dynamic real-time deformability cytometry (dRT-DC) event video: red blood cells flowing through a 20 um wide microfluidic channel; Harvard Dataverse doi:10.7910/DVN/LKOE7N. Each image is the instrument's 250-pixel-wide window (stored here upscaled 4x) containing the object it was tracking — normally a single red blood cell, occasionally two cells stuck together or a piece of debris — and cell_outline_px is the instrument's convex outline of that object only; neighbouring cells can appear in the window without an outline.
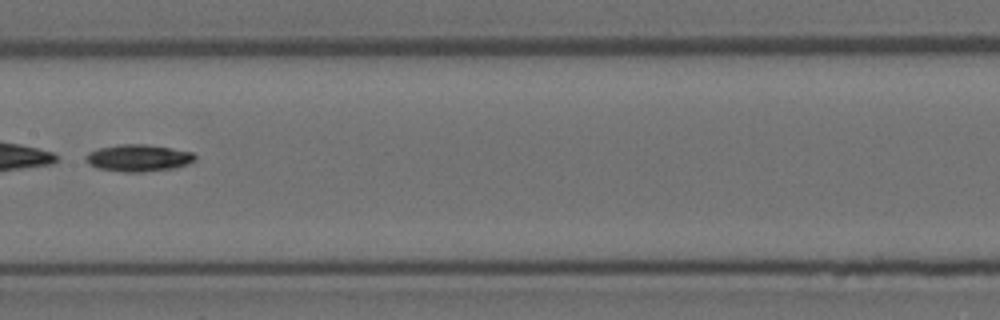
{"species": "Egyptian fruit bat (a non-hibernating species)", "species_latin": "Rousettus aegyptiacus", "temperature_condition": "room temperature", "stored_images_in_passage": 7, "camera_frame_rate_fps": 3000, "um_per_image_px": 0.085, "animal": {"sex": "female"}, "frame": {"image": 1, "passage_image": 6, "time_ms": 6.667, "image_size_px": [1000, 320], "cell_outline_px": [[196, 160], [188, 164], [172, 168], [144, 172], [124, 172], [96, 168], [88, 164], [84, 160], [84, 156], [88, 152], [100, 148], [120, 144], [148, 144], [172, 148], [192, 152], [196, 156]], "centroid_in_image_um": [11.74, 13.43], "position_along_channel_um": 195.7, "area_um2": 17.34}}
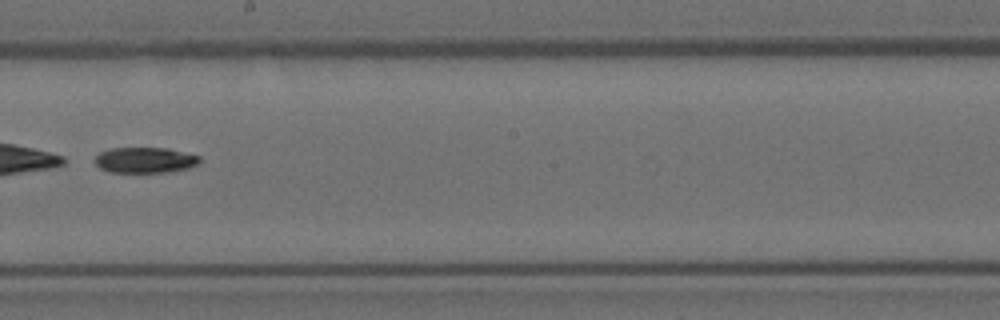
{"frame": {"image": 2, "passage_image": 7, "time_ms": 7.667, "image_size_px": [1000, 320], "cell_outline_px": [[200, 160], [196, 164], [188, 168], [164, 172], [108, 172], [100, 168], [92, 160], [100, 152], [112, 148], [168, 148], [200, 156]], "centroid_in_image_um": [12.28, 13.6], "position_along_channel_um": 235.9, "area_um2": 15.61}}